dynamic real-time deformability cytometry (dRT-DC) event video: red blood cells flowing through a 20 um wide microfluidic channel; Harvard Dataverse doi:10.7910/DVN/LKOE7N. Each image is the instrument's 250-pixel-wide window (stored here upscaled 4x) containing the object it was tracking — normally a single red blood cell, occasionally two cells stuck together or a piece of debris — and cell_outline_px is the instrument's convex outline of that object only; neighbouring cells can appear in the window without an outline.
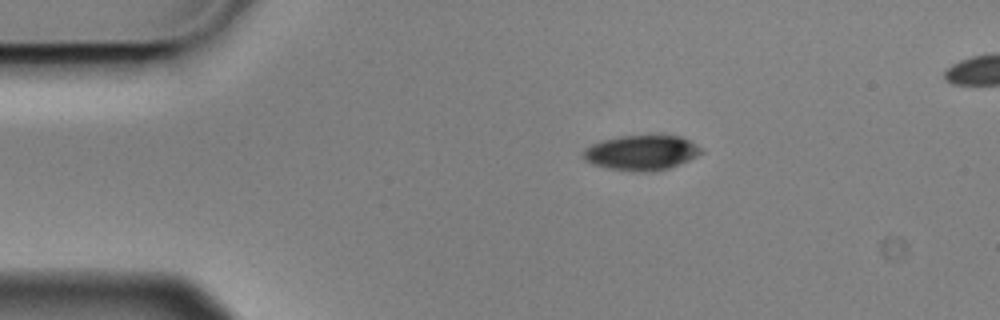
{"species": "Egyptian fruit bat (a non-hibernating species)", "species_latin": "Rousettus aegyptiacus", "temperature_condition": "cold", "stored_images_in_passage": 6, "camera_frame_rate_fps": 3000, "um_per_image_px": 0.085, "animal": {"sex": "male"}, "frame": {"image": 1, "passage_image": 1, "time_ms": 0.0, "image_size_px": [1000, 320], "cell_outline_px": [[704, 152], [680, 164], [668, 168], [652, 172], [632, 172], [608, 168], [592, 164], [584, 160], [580, 156], [584, 148], [592, 144], [604, 140], [620, 136], [680, 136], [704, 148]], "centroid_in_image_um": [54.5, 12.99], "position_along_channel_um": 30.5, "area_um2": 24.22}}
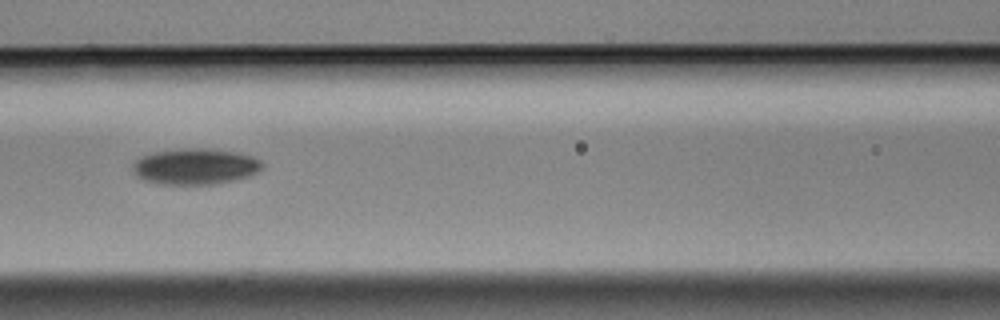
{"frame": {"image": 2, "passage_image": 5, "time_ms": 1.333, "image_size_px": [1000, 320], "cell_outline_px": [[264, 168], [248, 176], [236, 180], [216, 184], [160, 184], [144, 180], [136, 176], [132, 172], [132, 164], [140, 156], [152, 152], [184, 148], [208, 148], [240, 152], [252, 156], [260, 160], [264, 164]], "centroid_in_image_um": [16.6, 14.14], "position_along_channel_um": 150.0, "area_um2": 27.63}}
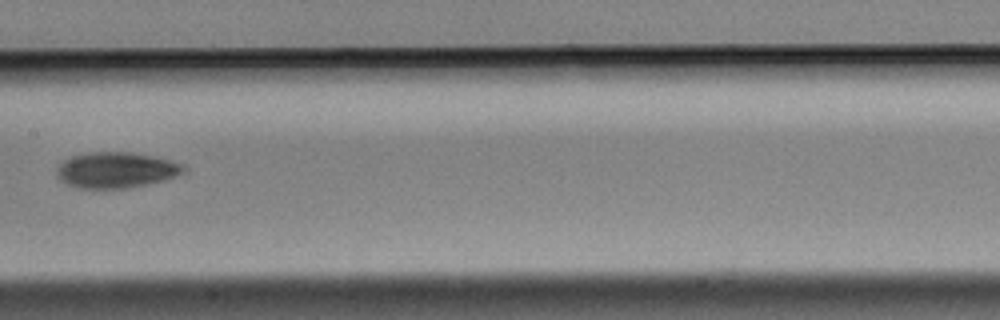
{"frame": {"image": 3, "passage_image": 6, "time_ms": 1.667, "image_size_px": [1000, 320], "cell_outline_px": [[180, 172], [164, 180], [124, 188], [76, 188], [60, 180], [56, 172], [56, 168], [64, 160], [72, 156], [88, 152], [132, 152], [172, 160], [180, 164]], "centroid_in_image_um": [9.76, 14.44], "position_along_channel_um": 197.6, "area_um2": 25.89}}